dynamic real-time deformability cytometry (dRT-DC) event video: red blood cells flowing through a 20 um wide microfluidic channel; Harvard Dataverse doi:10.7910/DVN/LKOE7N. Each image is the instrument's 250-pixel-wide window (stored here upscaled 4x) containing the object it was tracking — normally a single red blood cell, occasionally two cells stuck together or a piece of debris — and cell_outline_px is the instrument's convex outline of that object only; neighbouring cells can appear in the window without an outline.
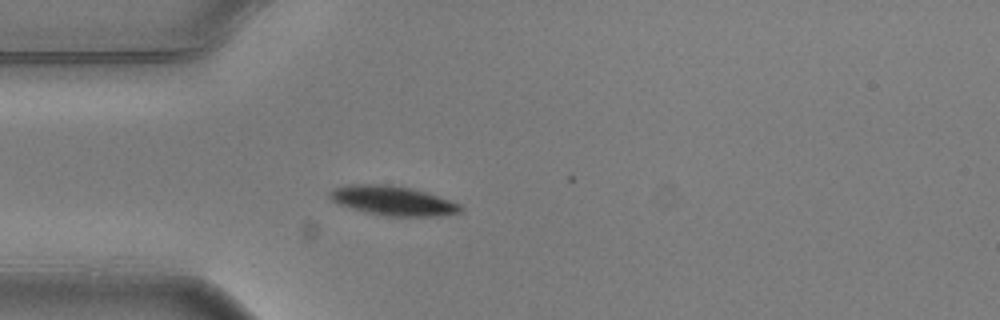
{"species": "common noctule bat (a hibernating species)", "species_latin": "Nyctalus noctula", "temperature_condition": "warm", "stored_images_in_passage": 1, "camera_frame_rate_fps": 3000, "um_per_image_px": 0.085, "animal": {"sex": "male", "body_mass_g": 20.5, "forearm_length_mm": 52.5}, "frame": {"image": 1, "passage_image": 1, "time_ms": 0.0, "image_size_px": [1000, 320], "cell_outline_px": [[464, 208], [460, 212], [440, 216], [384, 216], [352, 208], [340, 204], [332, 200], [328, 196], [328, 192], [332, 188], [348, 184], [388, 184], [408, 188], [424, 192], [460, 204]], "centroid_in_image_um": [33.35, 17.05], "position_along_channel_um": 51.6, "area_um2": 22.2}}